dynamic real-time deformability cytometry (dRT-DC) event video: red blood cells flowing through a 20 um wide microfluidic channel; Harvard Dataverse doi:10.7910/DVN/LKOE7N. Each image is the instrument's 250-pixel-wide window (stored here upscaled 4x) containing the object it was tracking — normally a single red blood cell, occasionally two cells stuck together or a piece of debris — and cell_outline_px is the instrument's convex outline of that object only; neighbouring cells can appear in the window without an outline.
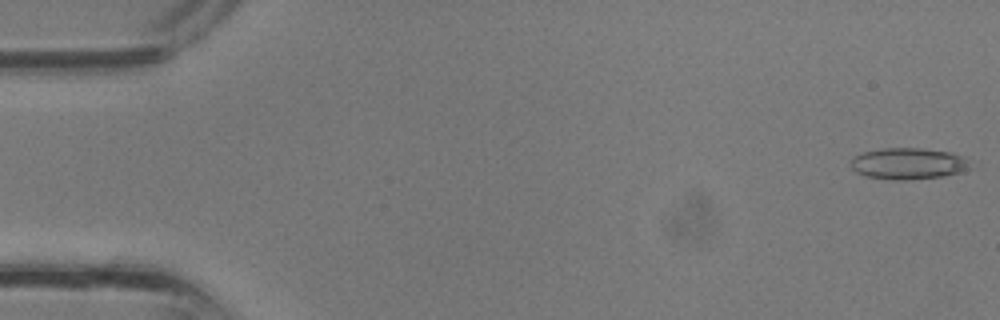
{"species": "common noctule bat (a hibernating species)", "species_latin": "Nyctalus noctula", "temperature_condition": "room temperature", "stored_images_in_passage": 36, "camera_frame_rate_fps": 3000, "um_per_image_px": 0.085, "animal": {"sex": "male", "body_mass_g": 13.3}, "frame": {"image": 1, "passage_image": 1, "time_ms": 0.0, "image_size_px": [1000, 320], "cell_outline_px": [[972, 168], [960, 172], [944, 176], [904, 180], [892, 180], [868, 176], [856, 172], [852, 168], [852, 160], [856, 156], [864, 152], [884, 148], [920, 148], [952, 152], [964, 156]], "centroid_in_image_um": [77.26, 13.9], "position_along_channel_um": 7.7, "area_um2": 21.73}}
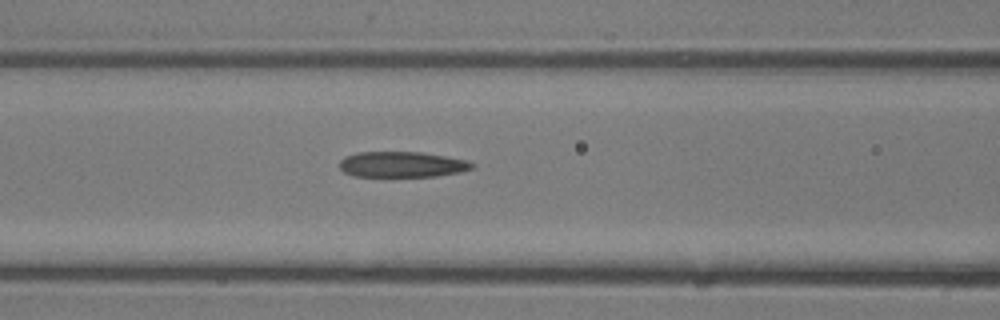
{"frame": {"image": 2, "passage_image": 15, "time_ms": 4.667, "image_size_px": [1000, 320], "cell_outline_px": [[476, 168], [460, 172], [436, 176], [352, 176], [344, 172], [340, 168], [340, 160], [344, 156], [356, 152], [424, 152], [468, 160], [476, 164]], "centroid_in_image_um": [34.21, 13.97], "position_along_channel_um": 132.4, "area_um2": 20.06}}
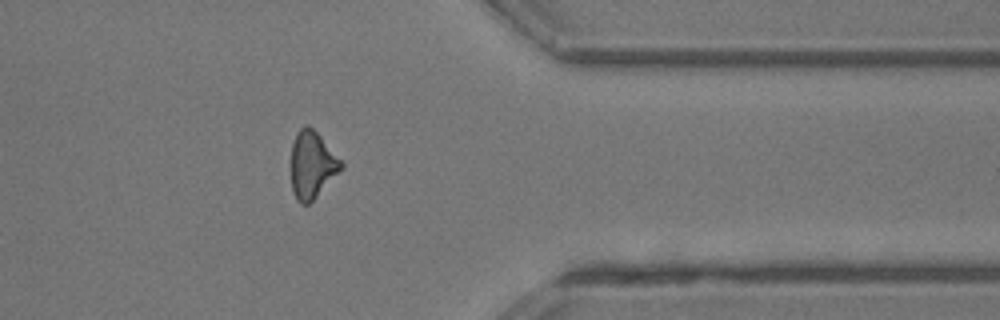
{"frame": {"image": 3, "passage_image": 29, "time_ms": 9.333, "image_size_px": [1000, 320], "cell_outline_px": [[344, 168], [308, 204], [300, 204], [296, 200], [292, 188], [292, 144], [296, 132], [304, 124], [308, 124], [320, 136], [344, 164]], "centroid_in_image_um": [26.53, 14.0], "position_along_channel_um": 384.9, "area_um2": 19.36}}